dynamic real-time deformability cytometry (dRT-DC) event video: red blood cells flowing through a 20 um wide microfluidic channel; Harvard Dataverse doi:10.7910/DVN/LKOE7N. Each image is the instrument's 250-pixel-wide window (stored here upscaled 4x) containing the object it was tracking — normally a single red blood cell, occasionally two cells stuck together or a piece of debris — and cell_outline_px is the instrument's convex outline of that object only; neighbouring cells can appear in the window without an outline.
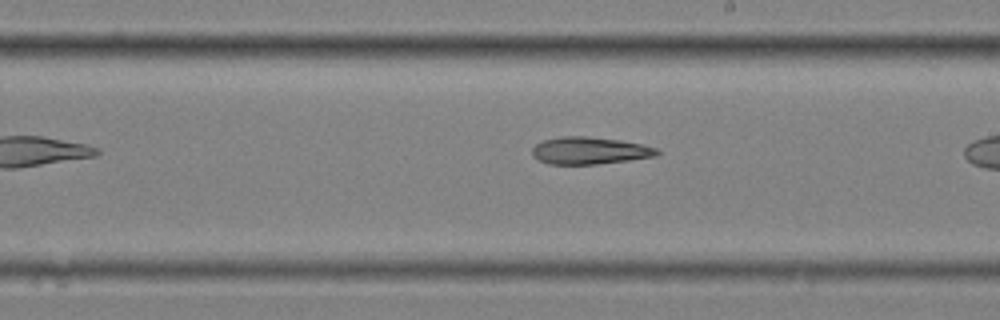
{"species": "common noctule bat (a hibernating species)", "species_latin": "Nyctalus noctula", "temperature_condition": "cold", "stored_images_in_passage": 8, "camera_frame_rate_fps": 3000, "um_per_image_px": 0.085, "animal": {"sex": "female", "body_mass_g": 25.1}, "frame": {"image": 1, "passage_image": 8, "time_ms": 2.333, "image_size_px": [1000, 320], "cell_outline_px": [[660, 152], [656, 156], [628, 160], [596, 164], [548, 164], [532, 156], [532, 148], [536, 144], [544, 140], [560, 136], [588, 136], [620, 140], [640, 144], [656, 148]], "centroid_in_image_um": [50.09, 12.8], "position_along_channel_um": 238.9, "area_um2": 19.71}}